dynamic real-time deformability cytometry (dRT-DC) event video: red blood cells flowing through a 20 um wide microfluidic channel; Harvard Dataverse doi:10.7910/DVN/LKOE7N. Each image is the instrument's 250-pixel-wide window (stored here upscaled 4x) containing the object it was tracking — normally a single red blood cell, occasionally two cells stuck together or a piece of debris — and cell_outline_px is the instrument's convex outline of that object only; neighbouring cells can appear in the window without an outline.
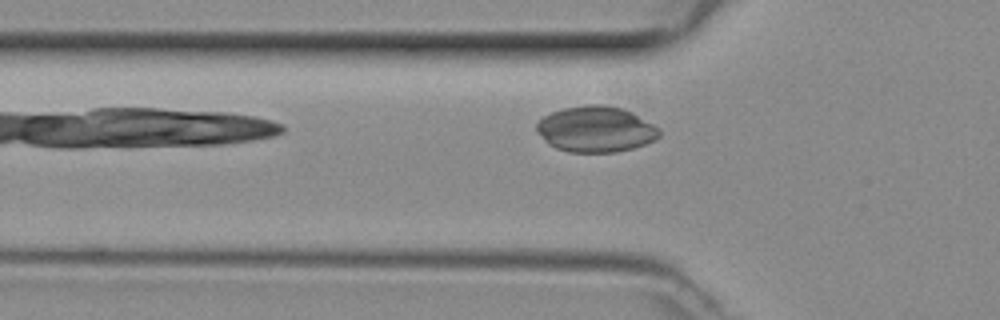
{"species": "common noctule bat (a hibernating species)", "species_latin": "Nyctalus noctula", "temperature_condition": "room temperature", "stored_images_in_passage": 15, "camera_frame_rate_fps": 3000, "um_per_image_px": 0.085, "animal": {"sex": "female", "body_mass_g": 29.2, "forearm_length_mm": 56.3}, "frame": {"image": 1, "passage_image": 3, "time_ms": 0.667, "image_size_px": [1000, 320], "cell_outline_px": [[660, 136], [644, 144], [632, 148], [616, 152], [568, 152], [556, 148], [548, 144], [544, 140], [536, 128], [536, 124], [544, 116], [552, 112], [564, 108], [584, 104], [604, 104], [620, 108], [632, 112], [660, 128]], "centroid_in_image_um": [50.64, 10.97], "position_along_channel_um": 75.2, "area_um2": 32.71}}
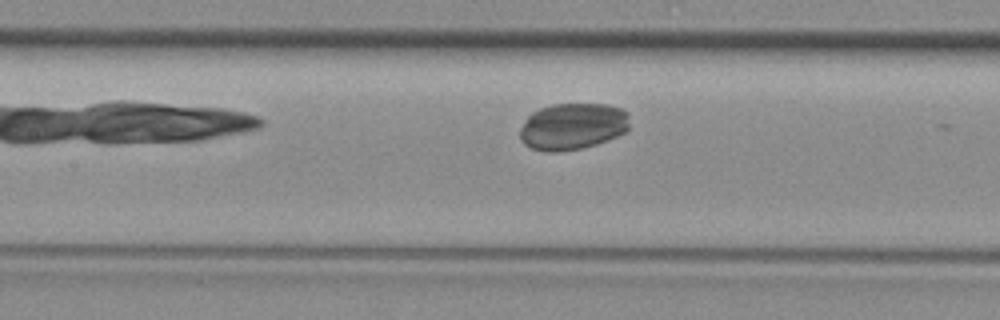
{"frame": {"image": 2, "passage_image": 9, "time_ms": 2.667, "image_size_px": [1000, 320], "cell_outline_px": [[628, 128], [624, 132], [608, 140], [596, 144], [580, 148], [556, 152], [548, 152], [532, 148], [524, 144], [520, 140], [520, 128], [528, 116], [532, 112], [540, 108], [552, 104], [608, 104], [620, 108], [628, 112]], "centroid_in_image_um": [48.65, 10.73], "position_along_channel_um": 158.7, "area_um2": 29.82}}
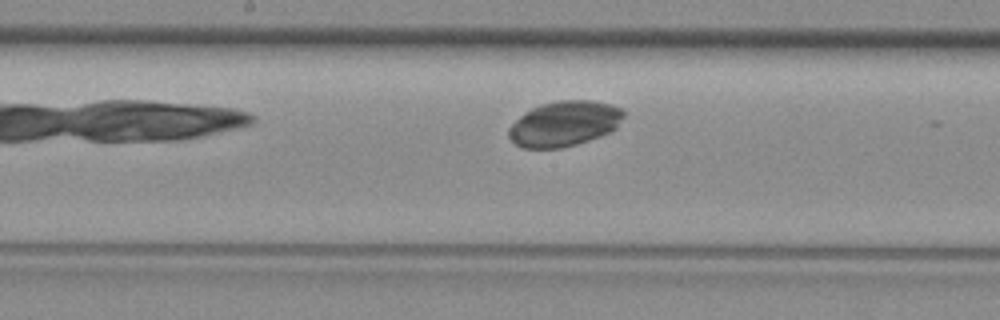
{"frame": {"image": 3, "passage_image": 12, "time_ms": 3.667, "image_size_px": [1000, 320], "cell_outline_px": [[624, 116], [616, 128], [600, 136], [576, 144], [560, 148], [520, 148], [508, 136], [508, 128], [524, 112], [540, 104], [560, 100], [592, 100], [612, 104], [620, 108], [624, 112]], "centroid_in_image_um": [47.95, 10.5], "position_along_channel_um": 200.2, "area_um2": 30.29}}